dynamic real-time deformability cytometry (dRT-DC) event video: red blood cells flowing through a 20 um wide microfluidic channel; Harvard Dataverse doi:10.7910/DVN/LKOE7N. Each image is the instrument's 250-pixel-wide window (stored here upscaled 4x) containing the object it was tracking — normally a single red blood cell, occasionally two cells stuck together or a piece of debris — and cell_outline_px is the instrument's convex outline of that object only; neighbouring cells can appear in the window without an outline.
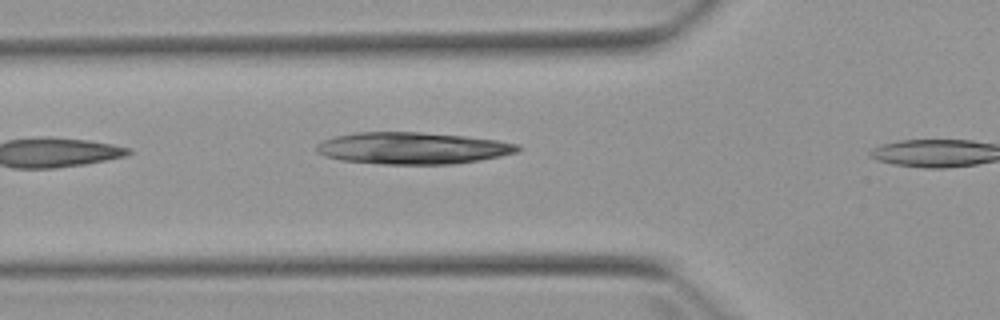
{"species": "Egyptian fruit bat (a non-hibernating species)", "species_latin": "Rousettus aegyptiacus", "temperature_condition": "warm", "stored_images_in_passage": 4, "segment_of_instrument_passage": [1, 2], "camera_frame_rate_fps": 3000, "um_per_image_px": 0.085, "animal": {"sex": "female"}, "frame": {"image": 1, "passage_image": 3, "time_ms": 2.333, "image_size_px": [1000, 320], "cell_outline_px": [[520, 148], [516, 152], [500, 156], [480, 160], [452, 164], [380, 164], [340, 160], [324, 156], [316, 152], [316, 144], [324, 140], [336, 136], [356, 132], [420, 132], [464, 136], [496, 140], [520, 144]], "centroid_in_image_um": [35.04, 12.59], "position_along_channel_um": 90.8, "area_um2": 37.34}}